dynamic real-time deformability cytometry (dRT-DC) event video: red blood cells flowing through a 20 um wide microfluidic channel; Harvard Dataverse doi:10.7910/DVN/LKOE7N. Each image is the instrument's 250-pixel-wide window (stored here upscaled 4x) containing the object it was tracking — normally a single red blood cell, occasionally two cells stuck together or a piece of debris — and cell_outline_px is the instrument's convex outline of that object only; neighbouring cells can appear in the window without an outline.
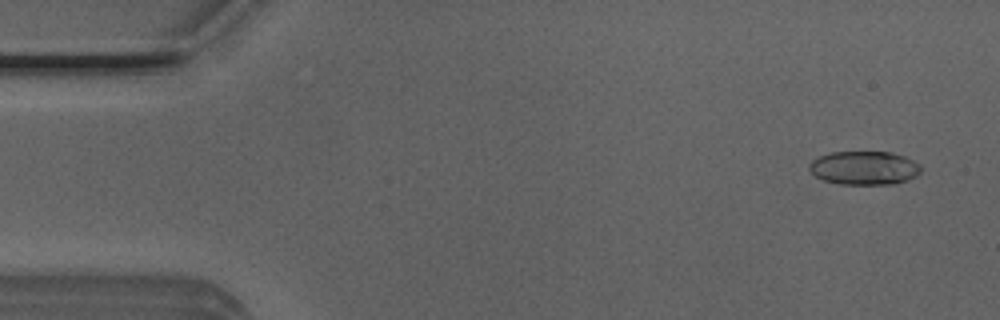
{"species": "Egyptian fruit bat (a non-hibernating species)", "species_latin": "Rousettus aegyptiacus", "temperature_condition": "room temperature", "stored_images_in_passage": 4, "camera_frame_rate_fps": 3000, "um_per_image_px": 0.085, "animal": {"sex": "male"}, "frame": {"image": 1, "passage_image": 1, "time_ms": 0.0, "image_size_px": [1000, 320], "cell_outline_px": [[920, 172], [916, 176], [908, 180], [896, 184], [840, 184], [824, 180], [816, 176], [808, 168], [808, 164], [812, 160], [820, 156], [832, 152], [892, 152], [904, 156], [920, 164]], "centroid_in_image_um": [73.47, 14.27], "position_along_channel_um": 11.5, "area_um2": 21.91}}
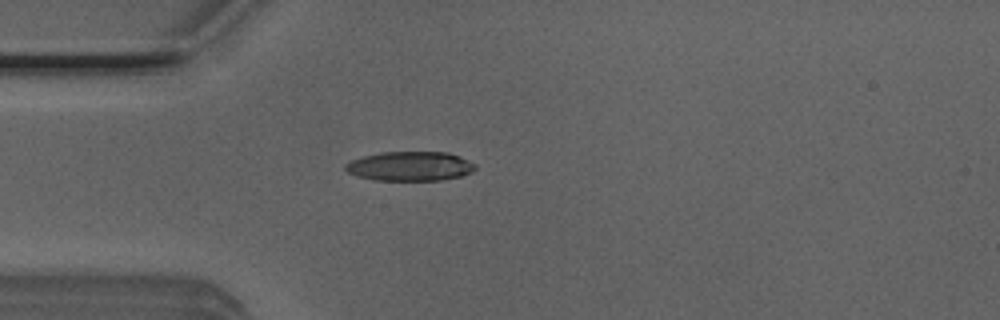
{"frame": {"image": 2, "passage_image": 4, "time_ms": 1.0, "image_size_px": [1000, 320], "cell_outline_px": [[476, 168], [472, 172], [460, 176], [440, 180], [376, 180], [356, 176], [348, 172], [344, 168], [344, 164], [352, 160], [364, 156], [384, 152], [448, 152], [460, 156], [476, 164]], "centroid_in_image_um": [34.86, 14.12], "position_along_channel_um": 50.1, "area_um2": 22.2}}